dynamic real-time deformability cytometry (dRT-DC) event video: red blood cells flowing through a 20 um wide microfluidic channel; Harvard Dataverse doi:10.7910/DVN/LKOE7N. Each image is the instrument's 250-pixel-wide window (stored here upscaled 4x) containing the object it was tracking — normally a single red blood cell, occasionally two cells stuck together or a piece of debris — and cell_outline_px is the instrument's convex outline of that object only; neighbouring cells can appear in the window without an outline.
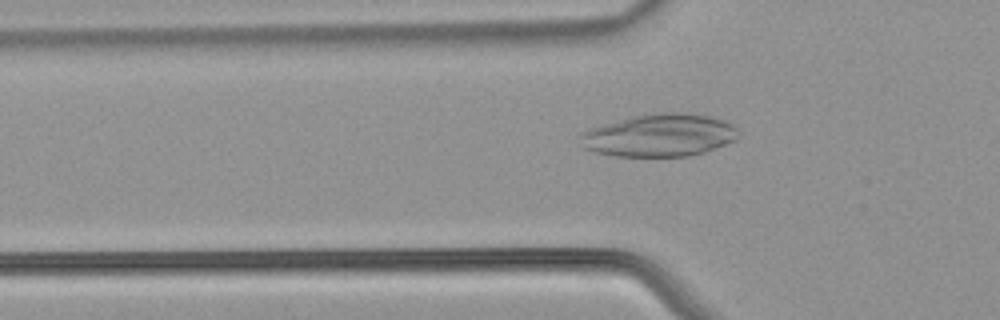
{"species": "common noctule bat (a hibernating species)", "species_latin": "Nyctalus noctula", "temperature_condition": "warm", "stored_images_in_passage": 51, "camera_frame_rate_fps": 3000, "um_per_image_px": 0.085, "animal": {"sex": "male", "body_mass_g": 21.5, "forearm_length_mm": 52.0}, "frame": {"image": 1, "passage_image": 17, "time_ms": 5.333, "image_size_px": [1000, 320], "cell_outline_px": [[736, 140], [704, 152], [688, 156], [616, 156], [596, 152], [584, 148], [580, 136], [580, 132], [588, 128], [628, 116], [664, 112], [680, 112], [708, 116], [724, 120], [732, 124], [736, 128]], "centroid_in_image_um": [56.01, 11.49], "position_along_channel_um": 69.8, "area_um2": 39.3}}
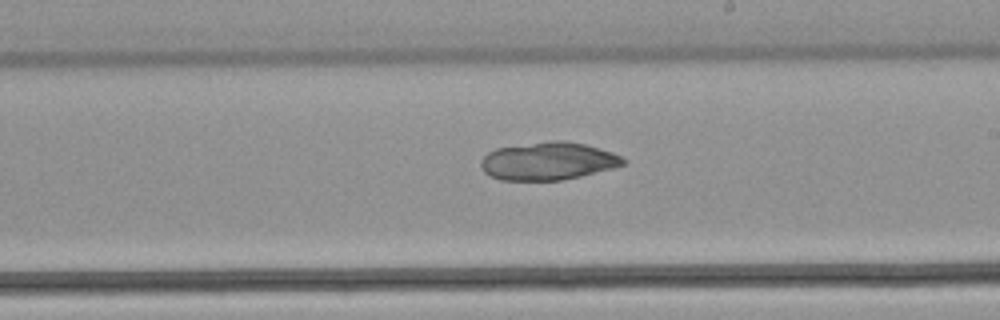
{"frame": {"image": 2, "passage_image": 30, "time_ms": 9.667, "image_size_px": [1000, 320], "cell_outline_px": [[628, 160], [624, 164], [612, 168], [580, 176], [560, 180], [500, 180], [484, 172], [480, 164], [480, 160], [488, 152], [496, 148], [552, 140], [564, 140], [588, 144], [612, 152]], "centroid_in_image_um": [46.59, 13.68], "position_along_channel_um": 242.4, "area_um2": 31.39}}
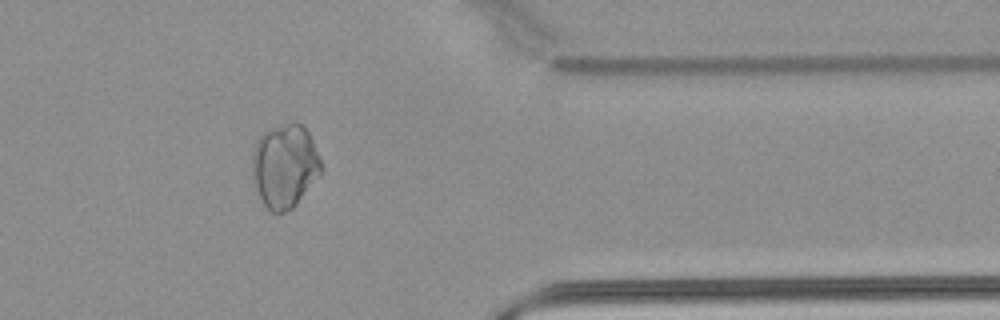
{"frame": {"image": 3, "passage_image": 42, "time_ms": 13.667, "image_size_px": [1000, 320], "cell_outline_px": [[324, 168], [320, 176], [296, 204], [292, 208], [276, 216], [264, 204], [260, 196], [252, 172], [252, 152], [256, 140], [268, 128], [296, 120], [308, 132], [312, 140]], "centroid_in_image_um": [24.22, 14.09], "position_along_channel_um": 387.2, "area_um2": 33.87}}